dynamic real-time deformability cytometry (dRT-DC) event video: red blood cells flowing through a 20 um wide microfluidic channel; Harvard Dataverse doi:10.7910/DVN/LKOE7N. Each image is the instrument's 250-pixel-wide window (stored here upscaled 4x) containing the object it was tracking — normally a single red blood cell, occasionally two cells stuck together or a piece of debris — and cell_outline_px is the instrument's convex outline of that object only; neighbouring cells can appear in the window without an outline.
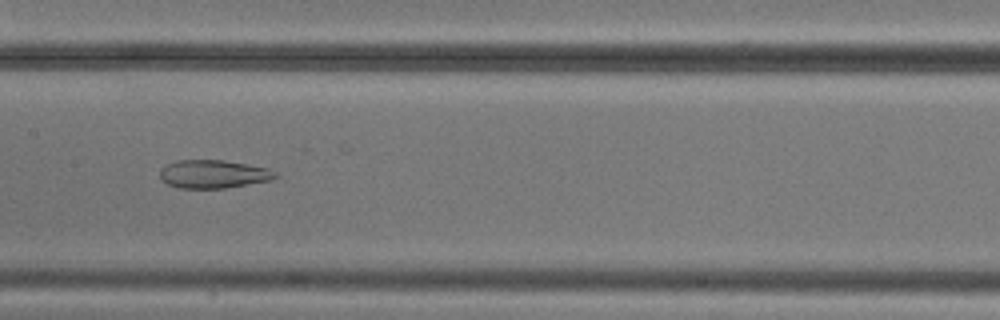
{"species": "common noctule bat (a hibernating species)", "species_latin": "Nyctalus noctula", "temperature_condition": "cold", "stored_images_in_passage": 7, "camera_frame_rate_fps": 3000, "um_per_image_px": 0.085, "animal": {"sex": "male", "body_mass_g": 20.5, "forearm_length_mm": 52.5}, "frame": {"image": 1, "passage_image": 6, "time_ms": 5.667, "image_size_px": [1000, 320], "cell_outline_px": [[280, 176], [272, 180], [224, 188], [180, 188], [168, 184], [160, 176], [160, 168], [176, 160], [224, 160], [248, 164], [268, 168], [276, 172]], "centroid_in_image_um": [18.18, 14.79], "position_along_channel_um": 189.2, "area_um2": 19.02}}